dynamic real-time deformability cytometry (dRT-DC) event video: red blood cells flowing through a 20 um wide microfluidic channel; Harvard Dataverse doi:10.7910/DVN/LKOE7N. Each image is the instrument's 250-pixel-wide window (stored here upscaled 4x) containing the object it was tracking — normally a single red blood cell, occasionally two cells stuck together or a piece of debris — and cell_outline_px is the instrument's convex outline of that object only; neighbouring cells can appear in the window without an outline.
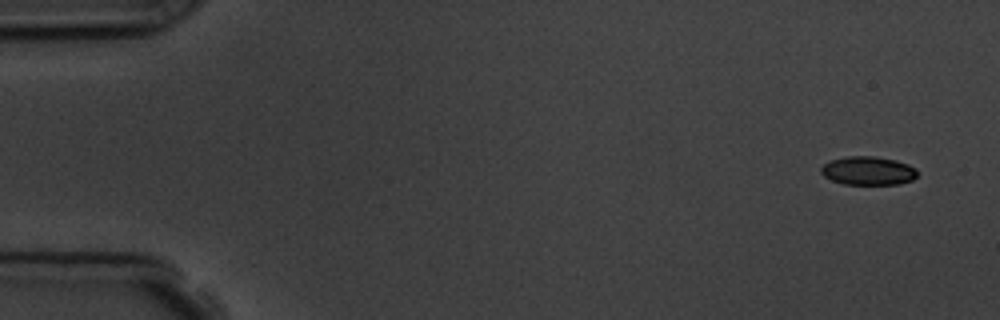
{"species": "common noctule bat (a hibernating species)", "species_latin": "Nyctalus noctula", "temperature_condition": "room temperature", "stored_images_in_passage": 5, "camera_frame_rate_fps": 3000, "um_per_image_px": 0.085, "animal": {"sex": "male", "body_mass_g": 19.5, "forearm_length_mm": 54.6}, "frame": {"image": 1, "passage_image": 1, "time_ms": 0.0, "image_size_px": [1000, 320], "cell_outline_px": [[916, 176], [912, 180], [900, 184], [844, 184], [832, 180], [824, 176], [820, 172], [820, 168], [824, 164], [832, 160], [848, 156], [876, 156], [896, 160], [908, 164], [916, 168]], "centroid_in_image_um": [73.79, 14.51], "position_along_channel_um": 11.2, "area_um2": 16.01}}